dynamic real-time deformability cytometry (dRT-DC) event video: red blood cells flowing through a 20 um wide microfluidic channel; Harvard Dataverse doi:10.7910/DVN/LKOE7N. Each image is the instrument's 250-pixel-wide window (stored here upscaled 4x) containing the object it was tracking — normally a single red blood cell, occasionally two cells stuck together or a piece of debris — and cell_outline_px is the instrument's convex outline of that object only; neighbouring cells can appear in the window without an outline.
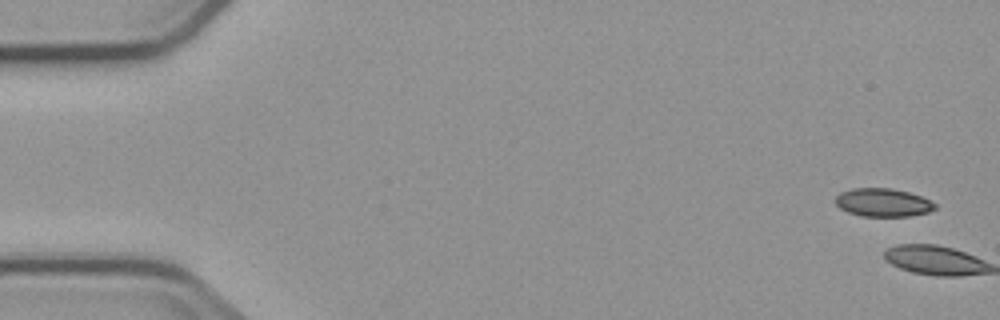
{"species": "common noctule bat (a hibernating species)", "species_latin": "Nyctalus noctula", "temperature_condition": "cold", "stored_images_in_passage": 5, "camera_frame_rate_fps": 3000, "um_per_image_px": 0.085, "animal": {"sex": "male", "body_mass_g": 23.1, "forearm_length_mm": 52.7}, "frame": {"image": 1, "passage_image": 1, "time_ms": 0.0, "image_size_px": [1000, 320], "cell_outline_px": [[936, 208], [928, 212], [908, 216], [860, 216], [848, 212], [840, 208], [836, 204], [836, 196], [840, 192], [852, 188], [892, 188], [908, 192], [920, 196], [936, 204]], "centroid_in_image_um": [75.03, 17.21], "position_along_channel_um": 10.0, "area_um2": 16.3}}
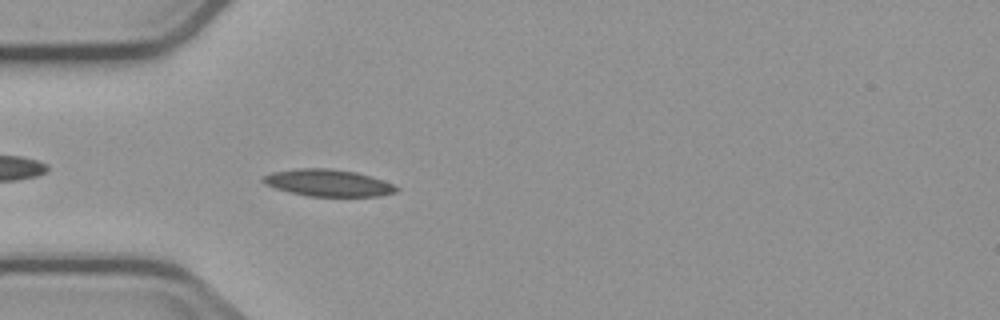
{"frame": {"image": 2, "passage_image": 5, "time_ms": 5.667, "image_size_px": [1000, 320], "cell_outline_px": [[400, 188], [396, 192], [380, 196], [308, 196], [276, 188], [264, 184], [260, 180], [264, 176], [272, 172], [296, 168], [332, 168], [356, 172], [372, 176], [384, 180]], "centroid_in_image_um": [27.91, 15.53], "position_along_channel_um": 57.1, "area_um2": 20.98}}